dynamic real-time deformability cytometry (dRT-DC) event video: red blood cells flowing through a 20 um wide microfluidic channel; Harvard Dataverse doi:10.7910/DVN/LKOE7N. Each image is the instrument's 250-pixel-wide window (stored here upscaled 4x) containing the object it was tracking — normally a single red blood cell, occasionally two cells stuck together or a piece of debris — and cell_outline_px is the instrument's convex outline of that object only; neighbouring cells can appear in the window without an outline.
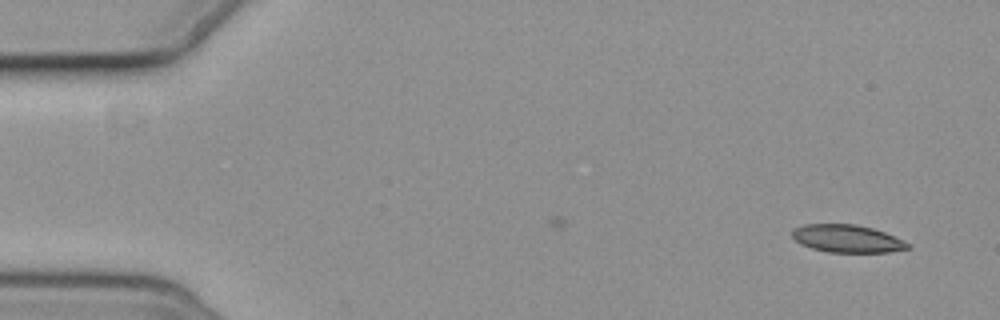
{"species": "common noctule bat (a hibernating species)", "species_latin": "Nyctalus noctula", "temperature_condition": "cold", "stored_images_in_passage": 4, "camera_frame_rate_fps": 3000, "um_per_image_px": 0.085, "animal": {"sex": "female", "body_mass_g": 19.3, "forearm_length_mm": 54.1}, "frame": {"image": 1, "passage_image": 1, "time_ms": 0.0, "image_size_px": [1000, 320], "cell_outline_px": [[912, 248], [888, 252], [828, 252], [812, 248], [800, 244], [792, 236], [792, 232], [796, 228], [804, 224], [856, 224], [872, 228], [884, 232], [912, 244]], "centroid_in_image_um": [72.04, 20.29], "position_along_channel_um": 13.0, "area_um2": 18.61}}
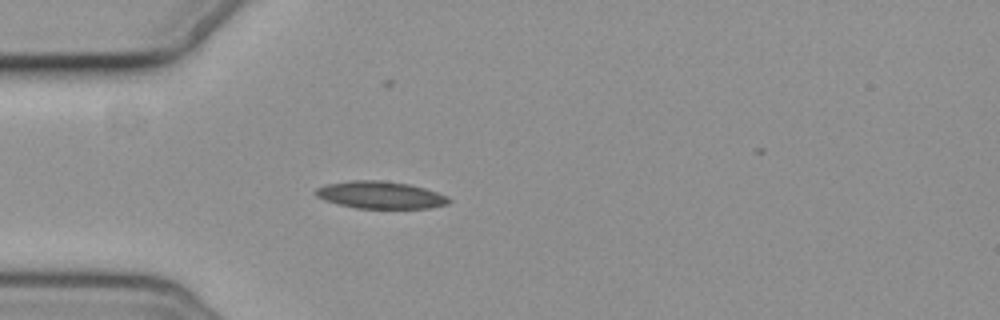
{"frame": {"image": 2, "passage_image": 4, "time_ms": 4.333, "image_size_px": [1000, 320], "cell_outline_px": [[452, 200], [448, 204], [428, 208], [356, 208], [324, 200], [316, 196], [316, 188], [324, 184], [352, 180], [380, 180], [408, 184], [424, 188], [448, 196]], "centroid_in_image_um": [32.33, 16.57], "position_along_channel_um": 52.7, "area_um2": 21.1}}